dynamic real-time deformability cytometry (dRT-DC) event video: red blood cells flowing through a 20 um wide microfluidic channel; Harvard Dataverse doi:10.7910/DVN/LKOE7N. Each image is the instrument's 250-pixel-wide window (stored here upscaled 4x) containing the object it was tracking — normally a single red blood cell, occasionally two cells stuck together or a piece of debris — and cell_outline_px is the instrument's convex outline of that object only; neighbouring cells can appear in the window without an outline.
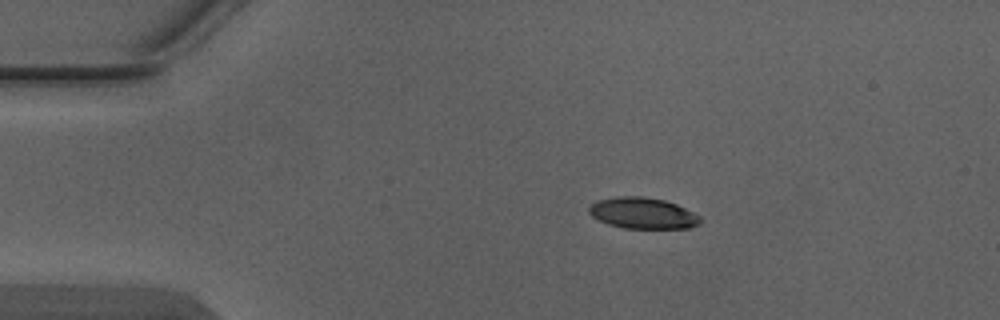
{"species": "Egyptian fruit bat (a non-hibernating species)", "species_latin": "Rousettus aegyptiacus", "temperature_condition": "warm", "stored_images_in_passage": 3, "camera_frame_rate_fps": 3000, "um_per_image_px": 0.085, "animal": {"sex": "male"}, "frame": {"image": 1, "passage_image": 1, "time_ms": 0.0, "image_size_px": [1000, 320], "cell_outline_px": [[700, 224], [688, 228], [624, 228], [608, 224], [596, 220], [588, 212], [588, 208], [596, 200], [616, 196], [644, 196], [664, 200], [676, 204], [700, 216]], "centroid_in_image_um": [54.59, 18.11], "position_along_channel_um": 30.4, "area_um2": 20.29}}
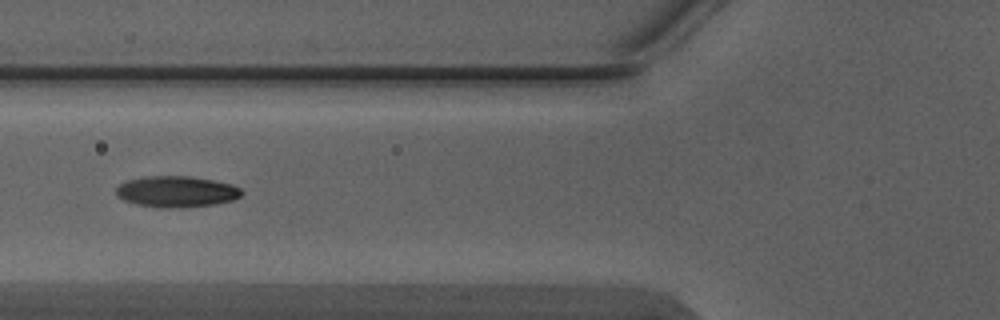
{"frame": {"image": 2, "passage_image": 3, "time_ms": 0.667, "image_size_px": [1000, 320], "cell_outline_px": [[244, 192], [240, 196], [232, 200], [216, 204], [184, 208], [160, 208], [136, 204], [124, 200], [116, 196], [116, 188], [120, 184], [128, 180], [144, 176], [188, 176], [212, 180], [232, 184], [240, 188]], "centroid_in_image_um": [15.0, 16.3], "position_along_channel_um": 110.8, "area_um2": 22.95}}